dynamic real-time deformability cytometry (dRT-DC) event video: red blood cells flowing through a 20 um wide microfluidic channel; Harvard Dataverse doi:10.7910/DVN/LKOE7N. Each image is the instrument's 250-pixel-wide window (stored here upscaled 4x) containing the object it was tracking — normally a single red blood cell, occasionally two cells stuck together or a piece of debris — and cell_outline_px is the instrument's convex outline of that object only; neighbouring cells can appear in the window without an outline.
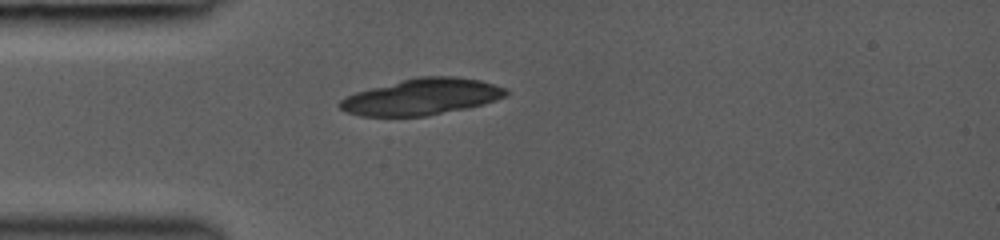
{"species": "common noctule bat (a hibernating species)", "species_latin": "Nyctalus noctula", "temperature_condition": "room temperature", "stored_images_in_passage": 1, "camera_frame_rate_fps": 3000, "um_per_image_px": 0.085, "animal": {"sex": "female", "body_mass_g": 19.0, "forearm_length_mm": 53.3}, "frame": {"image": 1, "passage_image": 1, "time_ms": 0.0, "image_size_px": [1000, 240], "cell_outline_px": [[508, 96], [484, 104], [468, 108], [424, 116], [360, 116], [348, 112], [340, 108], [336, 104], [344, 96], [356, 92], [420, 76], [452, 76], [480, 80], [508, 88]], "centroid_in_image_um": [35.88, 8.23], "position_along_channel_um": 49.1, "area_um2": 35.03}}